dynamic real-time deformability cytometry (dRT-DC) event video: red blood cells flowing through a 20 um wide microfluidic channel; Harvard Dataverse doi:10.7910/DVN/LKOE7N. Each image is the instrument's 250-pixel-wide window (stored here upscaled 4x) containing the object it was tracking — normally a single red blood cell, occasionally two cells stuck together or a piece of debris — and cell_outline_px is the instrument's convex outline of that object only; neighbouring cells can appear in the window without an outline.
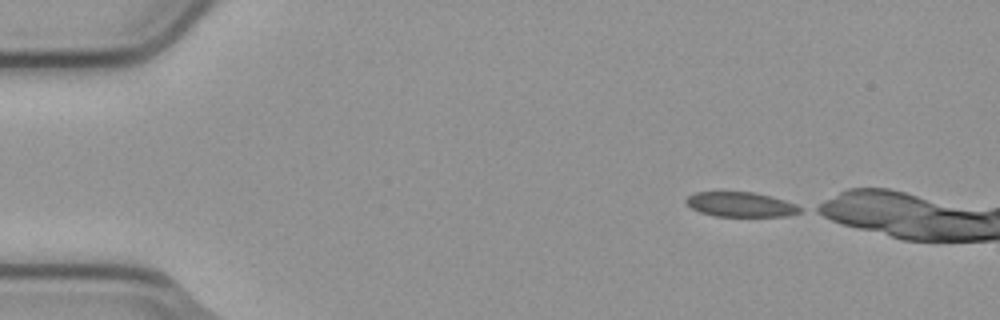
{"species": "common noctule bat (a hibernating species)", "species_latin": "Nyctalus noctula", "temperature_condition": "cold", "stored_images_in_passage": 3, "camera_frame_rate_fps": 3000, "um_per_image_px": 0.085, "animal": {"sex": "male", "body_mass_g": 23.1, "forearm_length_mm": 52.7}, "frame": {"image": 1, "passage_image": 1, "time_ms": 0.0, "image_size_px": [1000, 320], "cell_outline_px": [[804, 212], [788, 216], [716, 216], [700, 212], [692, 208], [684, 200], [688, 196], [696, 192], [752, 192], [772, 196], [796, 204], [804, 208]], "centroid_in_image_um": [63.03, 17.38], "position_along_channel_um": 22.0, "area_um2": 16.53}}